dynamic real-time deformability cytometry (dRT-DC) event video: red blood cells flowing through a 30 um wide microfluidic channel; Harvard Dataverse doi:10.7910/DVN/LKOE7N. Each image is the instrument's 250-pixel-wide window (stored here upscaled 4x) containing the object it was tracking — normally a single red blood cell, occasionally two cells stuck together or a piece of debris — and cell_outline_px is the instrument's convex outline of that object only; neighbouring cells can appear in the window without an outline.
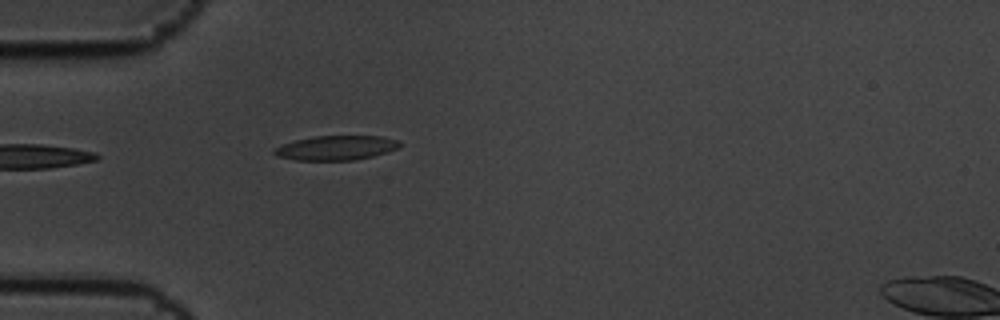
{"species": "common noctule bat (a hibernating species)", "species_latin": "Nyctalus noctula", "temperature_condition": "cold", "stored_images_in_passage": 4, "camera_frame_rate_fps": 3000, "um_per_image_px": 0.085, "animal": {"sex": "male", "body_mass_g": 19.5, "forearm_length_mm": 54.6}, "frame": {"image": 1, "passage_image": 3, "time_ms": 0.667, "image_size_px": [1000, 320], "cell_outline_px": [[400, 148], [388, 152], [356, 160], [296, 160], [276, 156], [272, 152], [276, 148], [284, 144], [296, 140], [316, 136], [380, 136], [400, 140]], "centroid_in_image_um": [28.62, 12.57], "position_along_channel_um": 56.4, "area_um2": 17.86}}